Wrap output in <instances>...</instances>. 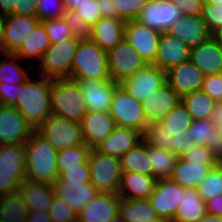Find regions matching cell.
I'll list each match as a JSON object with an SVG mask.
<instances>
[{
  "mask_svg": "<svg viewBox=\"0 0 222 222\" xmlns=\"http://www.w3.org/2000/svg\"><path fill=\"white\" fill-rule=\"evenodd\" d=\"M26 179L53 185L58 179V151L37 130L25 142Z\"/></svg>",
  "mask_w": 222,
  "mask_h": 222,
  "instance_id": "6da1fadb",
  "label": "cell"
},
{
  "mask_svg": "<svg viewBox=\"0 0 222 222\" xmlns=\"http://www.w3.org/2000/svg\"><path fill=\"white\" fill-rule=\"evenodd\" d=\"M51 79L43 77L35 81L28 78L19 84V94L14 106L25 120L37 130L51 115Z\"/></svg>",
  "mask_w": 222,
  "mask_h": 222,
  "instance_id": "7a4b0ae2",
  "label": "cell"
},
{
  "mask_svg": "<svg viewBox=\"0 0 222 222\" xmlns=\"http://www.w3.org/2000/svg\"><path fill=\"white\" fill-rule=\"evenodd\" d=\"M51 115L81 123L88 110L77 81L51 79Z\"/></svg>",
  "mask_w": 222,
  "mask_h": 222,
  "instance_id": "3957f363",
  "label": "cell"
},
{
  "mask_svg": "<svg viewBox=\"0 0 222 222\" xmlns=\"http://www.w3.org/2000/svg\"><path fill=\"white\" fill-rule=\"evenodd\" d=\"M109 80L107 54L95 42L81 40L73 57L69 79Z\"/></svg>",
  "mask_w": 222,
  "mask_h": 222,
  "instance_id": "277c9868",
  "label": "cell"
},
{
  "mask_svg": "<svg viewBox=\"0 0 222 222\" xmlns=\"http://www.w3.org/2000/svg\"><path fill=\"white\" fill-rule=\"evenodd\" d=\"M25 179V143L0 145V196L18 191Z\"/></svg>",
  "mask_w": 222,
  "mask_h": 222,
  "instance_id": "5b68a950",
  "label": "cell"
},
{
  "mask_svg": "<svg viewBox=\"0 0 222 222\" xmlns=\"http://www.w3.org/2000/svg\"><path fill=\"white\" fill-rule=\"evenodd\" d=\"M88 164L90 183L98 192L118 194L122 177L120 159L91 149Z\"/></svg>",
  "mask_w": 222,
  "mask_h": 222,
  "instance_id": "8992f818",
  "label": "cell"
},
{
  "mask_svg": "<svg viewBox=\"0 0 222 222\" xmlns=\"http://www.w3.org/2000/svg\"><path fill=\"white\" fill-rule=\"evenodd\" d=\"M109 113L117 127L130 128L144 133L147 122L141 101L136 100L121 85L115 89Z\"/></svg>",
  "mask_w": 222,
  "mask_h": 222,
  "instance_id": "52a82bcc",
  "label": "cell"
},
{
  "mask_svg": "<svg viewBox=\"0 0 222 222\" xmlns=\"http://www.w3.org/2000/svg\"><path fill=\"white\" fill-rule=\"evenodd\" d=\"M79 41L71 37L51 44L40 60L42 66L40 77L43 76L49 79L69 78Z\"/></svg>",
  "mask_w": 222,
  "mask_h": 222,
  "instance_id": "ba28073f",
  "label": "cell"
},
{
  "mask_svg": "<svg viewBox=\"0 0 222 222\" xmlns=\"http://www.w3.org/2000/svg\"><path fill=\"white\" fill-rule=\"evenodd\" d=\"M37 131L59 152L69 147L85 145L81 123L50 115Z\"/></svg>",
  "mask_w": 222,
  "mask_h": 222,
  "instance_id": "9c48e42d",
  "label": "cell"
},
{
  "mask_svg": "<svg viewBox=\"0 0 222 222\" xmlns=\"http://www.w3.org/2000/svg\"><path fill=\"white\" fill-rule=\"evenodd\" d=\"M106 54L108 73L111 80L118 84L148 64L125 39Z\"/></svg>",
  "mask_w": 222,
  "mask_h": 222,
  "instance_id": "30bf717a",
  "label": "cell"
},
{
  "mask_svg": "<svg viewBox=\"0 0 222 222\" xmlns=\"http://www.w3.org/2000/svg\"><path fill=\"white\" fill-rule=\"evenodd\" d=\"M143 140L148 144L163 148L173 153L178 158L196 147L188 130L168 131L163 127L161 121L147 124Z\"/></svg>",
  "mask_w": 222,
  "mask_h": 222,
  "instance_id": "8fae6325",
  "label": "cell"
},
{
  "mask_svg": "<svg viewBox=\"0 0 222 222\" xmlns=\"http://www.w3.org/2000/svg\"><path fill=\"white\" fill-rule=\"evenodd\" d=\"M161 33L134 19L126 21L124 39L148 64H152L157 55Z\"/></svg>",
  "mask_w": 222,
  "mask_h": 222,
  "instance_id": "7c38bea8",
  "label": "cell"
},
{
  "mask_svg": "<svg viewBox=\"0 0 222 222\" xmlns=\"http://www.w3.org/2000/svg\"><path fill=\"white\" fill-rule=\"evenodd\" d=\"M166 83L165 72L154 64H146L120 85L136 100L142 102Z\"/></svg>",
  "mask_w": 222,
  "mask_h": 222,
  "instance_id": "4fadbf2b",
  "label": "cell"
},
{
  "mask_svg": "<svg viewBox=\"0 0 222 222\" xmlns=\"http://www.w3.org/2000/svg\"><path fill=\"white\" fill-rule=\"evenodd\" d=\"M182 16L183 13L176 3L171 0H158L147 2L136 20L159 32H167Z\"/></svg>",
  "mask_w": 222,
  "mask_h": 222,
  "instance_id": "5bb4252c",
  "label": "cell"
},
{
  "mask_svg": "<svg viewBox=\"0 0 222 222\" xmlns=\"http://www.w3.org/2000/svg\"><path fill=\"white\" fill-rule=\"evenodd\" d=\"M184 188L170 178L158 179L148 198L159 218L172 222L182 200Z\"/></svg>",
  "mask_w": 222,
  "mask_h": 222,
  "instance_id": "9a60e30c",
  "label": "cell"
},
{
  "mask_svg": "<svg viewBox=\"0 0 222 222\" xmlns=\"http://www.w3.org/2000/svg\"><path fill=\"white\" fill-rule=\"evenodd\" d=\"M33 131L17 108L0 105V145L25 143Z\"/></svg>",
  "mask_w": 222,
  "mask_h": 222,
  "instance_id": "2e32d148",
  "label": "cell"
},
{
  "mask_svg": "<svg viewBox=\"0 0 222 222\" xmlns=\"http://www.w3.org/2000/svg\"><path fill=\"white\" fill-rule=\"evenodd\" d=\"M72 80L77 81L79 84L88 111H110L113 94L120 84L111 79L96 80L84 78Z\"/></svg>",
  "mask_w": 222,
  "mask_h": 222,
  "instance_id": "e0dca14e",
  "label": "cell"
},
{
  "mask_svg": "<svg viewBox=\"0 0 222 222\" xmlns=\"http://www.w3.org/2000/svg\"><path fill=\"white\" fill-rule=\"evenodd\" d=\"M39 24L37 17L7 15L4 23L2 54H14Z\"/></svg>",
  "mask_w": 222,
  "mask_h": 222,
  "instance_id": "ac0fdd59",
  "label": "cell"
},
{
  "mask_svg": "<svg viewBox=\"0 0 222 222\" xmlns=\"http://www.w3.org/2000/svg\"><path fill=\"white\" fill-rule=\"evenodd\" d=\"M167 33L184 42L189 50L200 47L212 36L201 15H183L168 29Z\"/></svg>",
  "mask_w": 222,
  "mask_h": 222,
  "instance_id": "d6986e66",
  "label": "cell"
},
{
  "mask_svg": "<svg viewBox=\"0 0 222 222\" xmlns=\"http://www.w3.org/2000/svg\"><path fill=\"white\" fill-rule=\"evenodd\" d=\"M203 78V73L190 60L176 65L166 72L168 85L180 97L201 90Z\"/></svg>",
  "mask_w": 222,
  "mask_h": 222,
  "instance_id": "ffe728a7",
  "label": "cell"
},
{
  "mask_svg": "<svg viewBox=\"0 0 222 222\" xmlns=\"http://www.w3.org/2000/svg\"><path fill=\"white\" fill-rule=\"evenodd\" d=\"M189 47L178 38L162 32L155 61L152 63L163 72L189 60Z\"/></svg>",
  "mask_w": 222,
  "mask_h": 222,
  "instance_id": "44dd1931",
  "label": "cell"
},
{
  "mask_svg": "<svg viewBox=\"0 0 222 222\" xmlns=\"http://www.w3.org/2000/svg\"><path fill=\"white\" fill-rule=\"evenodd\" d=\"M180 101L181 97L168 83L164 84L141 102L147 124L161 121Z\"/></svg>",
  "mask_w": 222,
  "mask_h": 222,
  "instance_id": "7402d4cb",
  "label": "cell"
},
{
  "mask_svg": "<svg viewBox=\"0 0 222 222\" xmlns=\"http://www.w3.org/2000/svg\"><path fill=\"white\" fill-rule=\"evenodd\" d=\"M120 197L113 193H98L77 216V222H110L118 213Z\"/></svg>",
  "mask_w": 222,
  "mask_h": 222,
  "instance_id": "603a6c76",
  "label": "cell"
},
{
  "mask_svg": "<svg viewBox=\"0 0 222 222\" xmlns=\"http://www.w3.org/2000/svg\"><path fill=\"white\" fill-rule=\"evenodd\" d=\"M84 143L95 149L117 126L109 112L88 111L81 122Z\"/></svg>",
  "mask_w": 222,
  "mask_h": 222,
  "instance_id": "cb8c5ba5",
  "label": "cell"
},
{
  "mask_svg": "<svg viewBox=\"0 0 222 222\" xmlns=\"http://www.w3.org/2000/svg\"><path fill=\"white\" fill-rule=\"evenodd\" d=\"M18 191L23 197L28 212L41 211L49 213L55 191L51 184L25 179Z\"/></svg>",
  "mask_w": 222,
  "mask_h": 222,
  "instance_id": "d4e9b609",
  "label": "cell"
},
{
  "mask_svg": "<svg viewBox=\"0 0 222 222\" xmlns=\"http://www.w3.org/2000/svg\"><path fill=\"white\" fill-rule=\"evenodd\" d=\"M143 139L141 132L124 127H116L95 148L96 151L120 159L128 150Z\"/></svg>",
  "mask_w": 222,
  "mask_h": 222,
  "instance_id": "484cf974",
  "label": "cell"
},
{
  "mask_svg": "<svg viewBox=\"0 0 222 222\" xmlns=\"http://www.w3.org/2000/svg\"><path fill=\"white\" fill-rule=\"evenodd\" d=\"M189 60L204 76L222 73V45L211 36L203 45L190 50Z\"/></svg>",
  "mask_w": 222,
  "mask_h": 222,
  "instance_id": "4316f807",
  "label": "cell"
},
{
  "mask_svg": "<svg viewBox=\"0 0 222 222\" xmlns=\"http://www.w3.org/2000/svg\"><path fill=\"white\" fill-rule=\"evenodd\" d=\"M125 23L121 18H100L91 28L90 40L108 51L124 39Z\"/></svg>",
  "mask_w": 222,
  "mask_h": 222,
  "instance_id": "83f0119b",
  "label": "cell"
},
{
  "mask_svg": "<svg viewBox=\"0 0 222 222\" xmlns=\"http://www.w3.org/2000/svg\"><path fill=\"white\" fill-rule=\"evenodd\" d=\"M53 187L55 194L69 204L77 214L99 193L91 183L70 185L57 179Z\"/></svg>",
  "mask_w": 222,
  "mask_h": 222,
  "instance_id": "f1b7e54d",
  "label": "cell"
},
{
  "mask_svg": "<svg viewBox=\"0 0 222 222\" xmlns=\"http://www.w3.org/2000/svg\"><path fill=\"white\" fill-rule=\"evenodd\" d=\"M156 182L157 179L153 176L122 172L118 196L125 199H148L155 189Z\"/></svg>",
  "mask_w": 222,
  "mask_h": 222,
  "instance_id": "f546056e",
  "label": "cell"
},
{
  "mask_svg": "<svg viewBox=\"0 0 222 222\" xmlns=\"http://www.w3.org/2000/svg\"><path fill=\"white\" fill-rule=\"evenodd\" d=\"M213 167L215 166H206L201 163H189L179 157L170 179L183 188L197 189Z\"/></svg>",
  "mask_w": 222,
  "mask_h": 222,
  "instance_id": "4dcf8cb0",
  "label": "cell"
},
{
  "mask_svg": "<svg viewBox=\"0 0 222 222\" xmlns=\"http://www.w3.org/2000/svg\"><path fill=\"white\" fill-rule=\"evenodd\" d=\"M206 203L195 188H184L172 222H198L206 214Z\"/></svg>",
  "mask_w": 222,
  "mask_h": 222,
  "instance_id": "1f68e13d",
  "label": "cell"
},
{
  "mask_svg": "<svg viewBox=\"0 0 222 222\" xmlns=\"http://www.w3.org/2000/svg\"><path fill=\"white\" fill-rule=\"evenodd\" d=\"M51 46L50 39L45 32L43 25L40 23L34 31H32L26 39L23 41V44L14 54H3L13 60L20 58L28 57L34 58L38 57L39 61L42 58V55L46 50Z\"/></svg>",
  "mask_w": 222,
  "mask_h": 222,
  "instance_id": "d6a6232c",
  "label": "cell"
},
{
  "mask_svg": "<svg viewBox=\"0 0 222 222\" xmlns=\"http://www.w3.org/2000/svg\"><path fill=\"white\" fill-rule=\"evenodd\" d=\"M120 164L122 172L153 176V168L147 154L146 141L143 139L120 158Z\"/></svg>",
  "mask_w": 222,
  "mask_h": 222,
  "instance_id": "836d02e7",
  "label": "cell"
},
{
  "mask_svg": "<svg viewBox=\"0 0 222 222\" xmlns=\"http://www.w3.org/2000/svg\"><path fill=\"white\" fill-rule=\"evenodd\" d=\"M119 214L126 222H150L159 218L149 199L120 198Z\"/></svg>",
  "mask_w": 222,
  "mask_h": 222,
  "instance_id": "e575fe53",
  "label": "cell"
},
{
  "mask_svg": "<svg viewBox=\"0 0 222 222\" xmlns=\"http://www.w3.org/2000/svg\"><path fill=\"white\" fill-rule=\"evenodd\" d=\"M28 209L19 191L0 196V222H26Z\"/></svg>",
  "mask_w": 222,
  "mask_h": 222,
  "instance_id": "d590c367",
  "label": "cell"
},
{
  "mask_svg": "<svg viewBox=\"0 0 222 222\" xmlns=\"http://www.w3.org/2000/svg\"><path fill=\"white\" fill-rule=\"evenodd\" d=\"M147 154L153 168V177L158 179L170 178L178 157L167 150L152 146L146 142Z\"/></svg>",
  "mask_w": 222,
  "mask_h": 222,
  "instance_id": "8d00e7d4",
  "label": "cell"
},
{
  "mask_svg": "<svg viewBox=\"0 0 222 222\" xmlns=\"http://www.w3.org/2000/svg\"><path fill=\"white\" fill-rule=\"evenodd\" d=\"M181 101L191 115L192 120L208 119L216 104V101L202 90L181 97Z\"/></svg>",
  "mask_w": 222,
  "mask_h": 222,
  "instance_id": "74e56055",
  "label": "cell"
},
{
  "mask_svg": "<svg viewBox=\"0 0 222 222\" xmlns=\"http://www.w3.org/2000/svg\"><path fill=\"white\" fill-rule=\"evenodd\" d=\"M90 150L85 144L59 151L57 157L58 176L66 169L80 168V165L85 164L88 161Z\"/></svg>",
  "mask_w": 222,
  "mask_h": 222,
  "instance_id": "f35d334b",
  "label": "cell"
},
{
  "mask_svg": "<svg viewBox=\"0 0 222 222\" xmlns=\"http://www.w3.org/2000/svg\"><path fill=\"white\" fill-rule=\"evenodd\" d=\"M205 202L222 194V165L211 168L207 177L197 187Z\"/></svg>",
  "mask_w": 222,
  "mask_h": 222,
  "instance_id": "ab89813d",
  "label": "cell"
},
{
  "mask_svg": "<svg viewBox=\"0 0 222 222\" xmlns=\"http://www.w3.org/2000/svg\"><path fill=\"white\" fill-rule=\"evenodd\" d=\"M192 117L182 101L171 109L169 114L161 120L163 127L168 131H182L188 129L192 123Z\"/></svg>",
  "mask_w": 222,
  "mask_h": 222,
  "instance_id": "60d3db41",
  "label": "cell"
},
{
  "mask_svg": "<svg viewBox=\"0 0 222 222\" xmlns=\"http://www.w3.org/2000/svg\"><path fill=\"white\" fill-rule=\"evenodd\" d=\"M215 129L214 123L205 119L193 120L187 130L195 144L207 146L215 136Z\"/></svg>",
  "mask_w": 222,
  "mask_h": 222,
  "instance_id": "b9f144b4",
  "label": "cell"
},
{
  "mask_svg": "<svg viewBox=\"0 0 222 222\" xmlns=\"http://www.w3.org/2000/svg\"><path fill=\"white\" fill-rule=\"evenodd\" d=\"M1 54V53H0ZM1 58V57H0ZM26 70L13 60L6 61L0 59V83L22 84L29 78Z\"/></svg>",
  "mask_w": 222,
  "mask_h": 222,
  "instance_id": "7bdbcfd3",
  "label": "cell"
},
{
  "mask_svg": "<svg viewBox=\"0 0 222 222\" xmlns=\"http://www.w3.org/2000/svg\"><path fill=\"white\" fill-rule=\"evenodd\" d=\"M47 33L51 44L73 37L70 26L61 19H48L40 22Z\"/></svg>",
  "mask_w": 222,
  "mask_h": 222,
  "instance_id": "ee69618b",
  "label": "cell"
},
{
  "mask_svg": "<svg viewBox=\"0 0 222 222\" xmlns=\"http://www.w3.org/2000/svg\"><path fill=\"white\" fill-rule=\"evenodd\" d=\"M63 19L70 26L73 37L78 40H89L91 37V28L75 10L66 9Z\"/></svg>",
  "mask_w": 222,
  "mask_h": 222,
  "instance_id": "f6af8a7d",
  "label": "cell"
},
{
  "mask_svg": "<svg viewBox=\"0 0 222 222\" xmlns=\"http://www.w3.org/2000/svg\"><path fill=\"white\" fill-rule=\"evenodd\" d=\"M65 10L63 0H37V18L39 22L48 19H61Z\"/></svg>",
  "mask_w": 222,
  "mask_h": 222,
  "instance_id": "bcb514c9",
  "label": "cell"
},
{
  "mask_svg": "<svg viewBox=\"0 0 222 222\" xmlns=\"http://www.w3.org/2000/svg\"><path fill=\"white\" fill-rule=\"evenodd\" d=\"M146 3V0H113L116 18L124 21L137 19Z\"/></svg>",
  "mask_w": 222,
  "mask_h": 222,
  "instance_id": "7dc6e473",
  "label": "cell"
},
{
  "mask_svg": "<svg viewBox=\"0 0 222 222\" xmlns=\"http://www.w3.org/2000/svg\"><path fill=\"white\" fill-rule=\"evenodd\" d=\"M49 216L52 222H77L78 214L69 204L55 194Z\"/></svg>",
  "mask_w": 222,
  "mask_h": 222,
  "instance_id": "c3c4849f",
  "label": "cell"
},
{
  "mask_svg": "<svg viewBox=\"0 0 222 222\" xmlns=\"http://www.w3.org/2000/svg\"><path fill=\"white\" fill-rule=\"evenodd\" d=\"M58 179L62 183L70 185L90 183V168L88 161L80 165V168L66 169Z\"/></svg>",
  "mask_w": 222,
  "mask_h": 222,
  "instance_id": "681fc988",
  "label": "cell"
},
{
  "mask_svg": "<svg viewBox=\"0 0 222 222\" xmlns=\"http://www.w3.org/2000/svg\"><path fill=\"white\" fill-rule=\"evenodd\" d=\"M201 17L211 34H213L218 28L222 27V3L219 5L204 3Z\"/></svg>",
  "mask_w": 222,
  "mask_h": 222,
  "instance_id": "f907efd6",
  "label": "cell"
},
{
  "mask_svg": "<svg viewBox=\"0 0 222 222\" xmlns=\"http://www.w3.org/2000/svg\"><path fill=\"white\" fill-rule=\"evenodd\" d=\"M181 158L189 163H201L206 166H216L213 155L207 146L196 145L195 148L186 152Z\"/></svg>",
  "mask_w": 222,
  "mask_h": 222,
  "instance_id": "816d5d0a",
  "label": "cell"
},
{
  "mask_svg": "<svg viewBox=\"0 0 222 222\" xmlns=\"http://www.w3.org/2000/svg\"><path fill=\"white\" fill-rule=\"evenodd\" d=\"M201 90L219 102L222 98V73L204 76Z\"/></svg>",
  "mask_w": 222,
  "mask_h": 222,
  "instance_id": "f5cc1de1",
  "label": "cell"
},
{
  "mask_svg": "<svg viewBox=\"0 0 222 222\" xmlns=\"http://www.w3.org/2000/svg\"><path fill=\"white\" fill-rule=\"evenodd\" d=\"M74 10L90 26H93L101 18L97 0H88V2L80 4Z\"/></svg>",
  "mask_w": 222,
  "mask_h": 222,
  "instance_id": "db71d44e",
  "label": "cell"
},
{
  "mask_svg": "<svg viewBox=\"0 0 222 222\" xmlns=\"http://www.w3.org/2000/svg\"><path fill=\"white\" fill-rule=\"evenodd\" d=\"M19 94V84L0 83V105L15 106Z\"/></svg>",
  "mask_w": 222,
  "mask_h": 222,
  "instance_id": "11a10c76",
  "label": "cell"
},
{
  "mask_svg": "<svg viewBox=\"0 0 222 222\" xmlns=\"http://www.w3.org/2000/svg\"><path fill=\"white\" fill-rule=\"evenodd\" d=\"M176 3L183 15L185 16H196L201 15L204 0H171Z\"/></svg>",
  "mask_w": 222,
  "mask_h": 222,
  "instance_id": "9f6ffc18",
  "label": "cell"
},
{
  "mask_svg": "<svg viewBox=\"0 0 222 222\" xmlns=\"http://www.w3.org/2000/svg\"><path fill=\"white\" fill-rule=\"evenodd\" d=\"M12 14L37 17V0H17Z\"/></svg>",
  "mask_w": 222,
  "mask_h": 222,
  "instance_id": "6f0895ef",
  "label": "cell"
},
{
  "mask_svg": "<svg viewBox=\"0 0 222 222\" xmlns=\"http://www.w3.org/2000/svg\"><path fill=\"white\" fill-rule=\"evenodd\" d=\"M207 147L211 151L215 163L222 165V130L215 129V136Z\"/></svg>",
  "mask_w": 222,
  "mask_h": 222,
  "instance_id": "680465c9",
  "label": "cell"
},
{
  "mask_svg": "<svg viewBox=\"0 0 222 222\" xmlns=\"http://www.w3.org/2000/svg\"><path fill=\"white\" fill-rule=\"evenodd\" d=\"M99 11L102 17L116 18V9L113 5V0H97Z\"/></svg>",
  "mask_w": 222,
  "mask_h": 222,
  "instance_id": "91938a15",
  "label": "cell"
},
{
  "mask_svg": "<svg viewBox=\"0 0 222 222\" xmlns=\"http://www.w3.org/2000/svg\"><path fill=\"white\" fill-rule=\"evenodd\" d=\"M205 203L207 213L222 216V194Z\"/></svg>",
  "mask_w": 222,
  "mask_h": 222,
  "instance_id": "94428289",
  "label": "cell"
},
{
  "mask_svg": "<svg viewBox=\"0 0 222 222\" xmlns=\"http://www.w3.org/2000/svg\"><path fill=\"white\" fill-rule=\"evenodd\" d=\"M209 121H212L215 125L216 129L221 130L222 127V104L220 102H216L211 111V114L208 118Z\"/></svg>",
  "mask_w": 222,
  "mask_h": 222,
  "instance_id": "6125c7cd",
  "label": "cell"
},
{
  "mask_svg": "<svg viewBox=\"0 0 222 222\" xmlns=\"http://www.w3.org/2000/svg\"><path fill=\"white\" fill-rule=\"evenodd\" d=\"M26 222H52L49 213L41 211L28 212Z\"/></svg>",
  "mask_w": 222,
  "mask_h": 222,
  "instance_id": "be15d7a7",
  "label": "cell"
},
{
  "mask_svg": "<svg viewBox=\"0 0 222 222\" xmlns=\"http://www.w3.org/2000/svg\"><path fill=\"white\" fill-rule=\"evenodd\" d=\"M17 0H0V7L2 12H0L2 15H10L14 12V8L16 5Z\"/></svg>",
  "mask_w": 222,
  "mask_h": 222,
  "instance_id": "e7e4bbea",
  "label": "cell"
},
{
  "mask_svg": "<svg viewBox=\"0 0 222 222\" xmlns=\"http://www.w3.org/2000/svg\"><path fill=\"white\" fill-rule=\"evenodd\" d=\"M64 5L66 9H72L74 10L77 8L80 4H84L85 2H88V0H63Z\"/></svg>",
  "mask_w": 222,
  "mask_h": 222,
  "instance_id": "03108f58",
  "label": "cell"
},
{
  "mask_svg": "<svg viewBox=\"0 0 222 222\" xmlns=\"http://www.w3.org/2000/svg\"><path fill=\"white\" fill-rule=\"evenodd\" d=\"M198 222H222L221 216L206 213Z\"/></svg>",
  "mask_w": 222,
  "mask_h": 222,
  "instance_id": "003e7915",
  "label": "cell"
},
{
  "mask_svg": "<svg viewBox=\"0 0 222 222\" xmlns=\"http://www.w3.org/2000/svg\"><path fill=\"white\" fill-rule=\"evenodd\" d=\"M6 16L0 13V51L2 52V41H3V34H4V23H5Z\"/></svg>",
  "mask_w": 222,
  "mask_h": 222,
  "instance_id": "a7ac6f4b",
  "label": "cell"
},
{
  "mask_svg": "<svg viewBox=\"0 0 222 222\" xmlns=\"http://www.w3.org/2000/svg\"><path fill=\"white\" fill-rule=\"evenodd\" d=\"M212 37L222 45V27L218 28L213 34Z\"/></svg>",
  "mask_w": 222,
  "mask_h": 222,
  "instance_id": "89a4df30",
  "label": "cell"
},
{
  "mask_svg": "<svg viewBox=\"0 0 222 222\" xmlns=\"http://www.w3.org/2000/svg\"><path fill=\"white\" fill-rule=\"evenodd\" d=\"M110 222H126L123 217L118 213Z\"/></svg>",
  "mask_w": 222,
  "mask_h": 222,
  "instance_id": "2644e50d",
  "label": "cell"
},
{
  "mask_svg": "<svg viewBox=\"0 0 222 222\" xmlns=\"http://www.w3.org/2000/svg\"><path fill=\"white\" fill-rule=\"evenodd\" d=\"M204 3L219 5L220 3H222V0H204Z\"/></svg>",
  "mask_w": 222,
  "mask_h": 222,
  "instance_id": "8c879c8a",
  "label": "cell"
},
{
  "mask_svg": "<svg viewBox=\"0 0 222 222\" xmlns=\"http://www.w3.org/2000/svg\"><path fill=\"white\" fill-rule=\"evenodd\" d=\"M150 222H169V221L164 220V219H162V218H158V219L152 220V221H150Z\"/></svg>",
  "mask_w": 222,
  "mask_h": 222,
  "instance_id": "753ad0ef",
  "label": "cell"
}]
</instances>
